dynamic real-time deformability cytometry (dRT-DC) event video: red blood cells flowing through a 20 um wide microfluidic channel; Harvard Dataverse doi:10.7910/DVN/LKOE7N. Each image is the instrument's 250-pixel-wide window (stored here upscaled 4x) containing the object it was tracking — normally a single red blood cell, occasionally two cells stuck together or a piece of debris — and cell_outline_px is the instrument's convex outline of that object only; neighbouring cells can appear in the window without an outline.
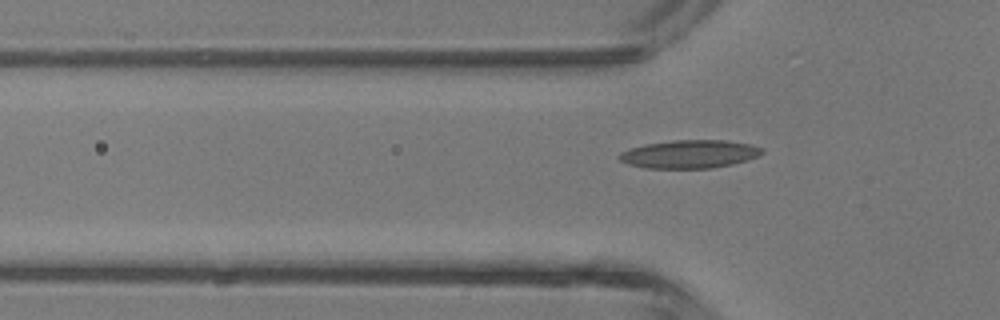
{"species": "common noctule bat (a hibernating species)", "species_latin": "Nyctalus noctula", "temperature_condition": "room temperature", "stored_images_in_passage": 4, "camera_frame_rate_fps": 3000, "um_per_image_px": 0.085, "animal": {"sex": "male", "body_mass_g": 13.3}, "frame": {"image": 1, "passage_image": 4, "time_ms": 4.333, "image_size_px": [1000, 320], "cell_outline_px": [[764, 152], [760, 156], [748, 160], [732, 164], [712, 168], [644, 168], [628, 164], [620, 160], [616, 156], [620, 152], [628, 148], [644, 144], [672, 140], [724, 140], [752, 144], [764, 148]], "centroid_in_image_um": [58.61, 13.09], "position_along_channel_um": 67.2, "area_um2": 23.81}}